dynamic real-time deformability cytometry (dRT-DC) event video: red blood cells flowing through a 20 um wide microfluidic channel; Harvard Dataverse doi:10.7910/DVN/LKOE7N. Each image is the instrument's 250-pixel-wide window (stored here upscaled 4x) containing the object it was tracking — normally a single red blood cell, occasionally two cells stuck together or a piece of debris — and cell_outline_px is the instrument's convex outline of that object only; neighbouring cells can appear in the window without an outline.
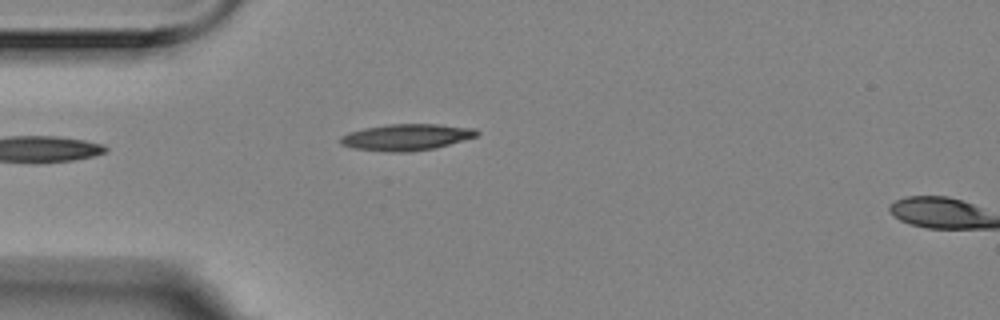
{"species": "Egyptian fruit bat (a non-hibernating species)", "species_latin": "Rousettus aegyptiacus", "temperature_condition": "room temperature", "stored_images_in_passage": 4, "camera_frame_rate_fps": 3000, "um_per_image_px": 0.085, "animal": {"sex": "female"}, "frame": {"image": 1, "passage_image": 4, "time_ms": 1.0, "image_size_px": [1000, 320], "cell_outline_px": [[480, 132], [476, 136], [436, 148], [412, 152], [388, 152], [352, 148], [340, 144], [340, 136], [348, 132], [364, 128], [388, 124], [436, 124], [476, 128]], "centroid_in_image_um": [34.52, 11.66], "position_along_channel_um": 50.5, "area_um2": 21.15}}